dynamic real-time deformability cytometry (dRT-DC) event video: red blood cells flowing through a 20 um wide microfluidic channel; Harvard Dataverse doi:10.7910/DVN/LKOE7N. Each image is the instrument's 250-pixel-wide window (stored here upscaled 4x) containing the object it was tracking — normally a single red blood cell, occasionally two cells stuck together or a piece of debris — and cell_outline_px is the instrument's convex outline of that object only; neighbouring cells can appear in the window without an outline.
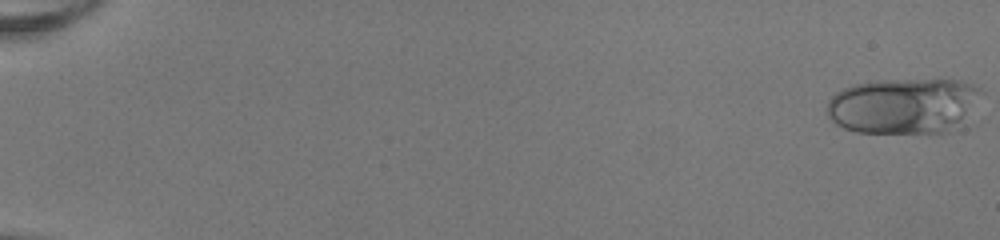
{"species": "human", "species_latin": "Homo sapiens", "temperature_condition": "room temperature", "stored_images_in_passage": 52, "camera_frame_rate_fps": 3000, "um_per_image_px": 0.085, "donor": {"sex": "female"}, "frame": {"image": 1, "passage_image": 1, "time_ms": 0.0, "image_size_px": [1000, 240], "cell_outline_px": [[984, 92], [948, 132], [856, 132], [844, 128], [836, 124], [828, 116], [828, 100], [836, 92], [852, 84], [896, 80], [960, 80], [972, 84], [980, 88]], "centroid_in_image_um": [76.73, 8.97], "position_along_channel_um": 8.3, "area_um2": 48.9}}
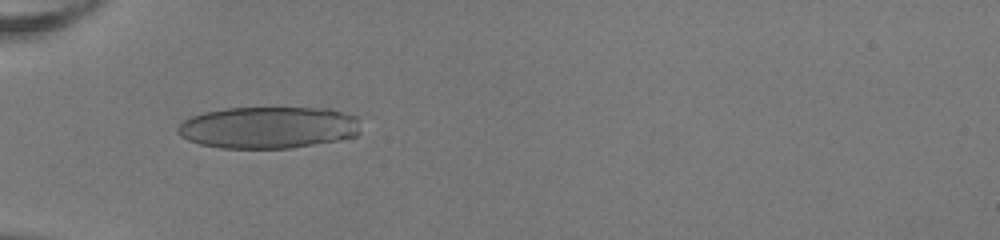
{"frame": {"image": 2, "passage_image": 19, "time_ms": 6.0, "image_size_px": [1000, 240], "cell_outline_px": [[360, 132], [356, 136], [336, 140], [292, 148], [220, 148], [200, 144], [188, 140], [180, 136], [176, 132], [176, 128], [184, 120], [192, 116], [204, 112], [224, 108], [332, 108], [356, 116]], "centroid_in_image_um": [22.8, 10.83], "position_along_channel_um": 62.2, "area_um2": 44.8}}
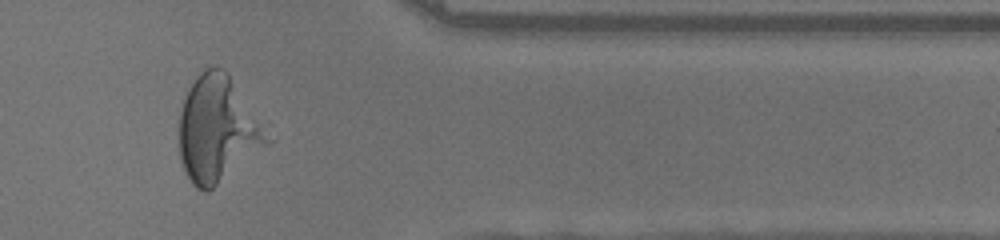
{"frame": {"image": 3, "passage_image": 45, "time_ms": 14.667, "image_size_px": [1000, 240], "cell_outline_px": [[276, 140], [208, 192], [204, 192], [196, 188], [192, 184], [180, 160], [180, 112], [184, 100], [192, 84], [200, 72], [204, 68], [224, 68], [228, 72], [272, 124], [276, 136]], "centroid_in_image_um": [18.68, 10.97], "position_along_channel_um": 392.7, "area_um2": 56.7}, "authors_computed_cell_mechanics": {"area_um2": 44.8528, "velocity_mm_per_s": 4.0665, "shape_relaxation_time_tau1_ms": 0.1353, "shape_relaxation_time_tau2_ms": null, "deformation_change_tau1": 0.3098, "deformation_change_tau2": null}}